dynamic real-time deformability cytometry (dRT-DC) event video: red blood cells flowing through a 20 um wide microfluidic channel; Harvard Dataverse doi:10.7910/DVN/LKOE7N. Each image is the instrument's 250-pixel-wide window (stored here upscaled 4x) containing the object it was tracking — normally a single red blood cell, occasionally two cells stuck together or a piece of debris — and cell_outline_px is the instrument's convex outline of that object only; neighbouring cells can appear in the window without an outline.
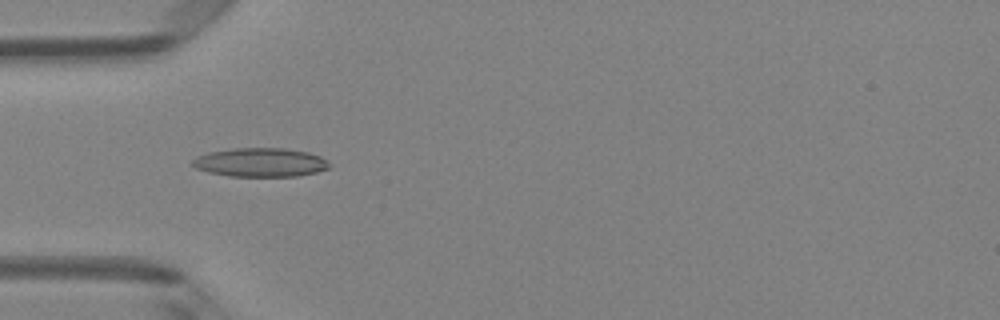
{"species": "Egyptian fruit bat (a non-hibernating species)", "species_latin": "Rousettus aegyptiacus", "temperature_condition": "room temperature", "stored_images_in_passage": 7, "camera_frame_rate_fps": 3000, "um_per_image_px": 0.085, "animal": {"sex": "female"}, "frame": {"image": 1, "passage_image": 5, "time_ms": 1.333, "image_size_px": [1000, 320], "cell_outline_px": [[328, 168], [316, 172], [296, 176], [228, 176], [208, 172], [196, 168], [192, 164], [192, 160], [196, 156], [208, 152], [232, 148], [284, 148], [308, 152], [320, 156], [328, 160]], "centroid_in_image_um": [22.1, 13.79], "position_along_channel_um": 62.9, "area_um2": 23.0}}
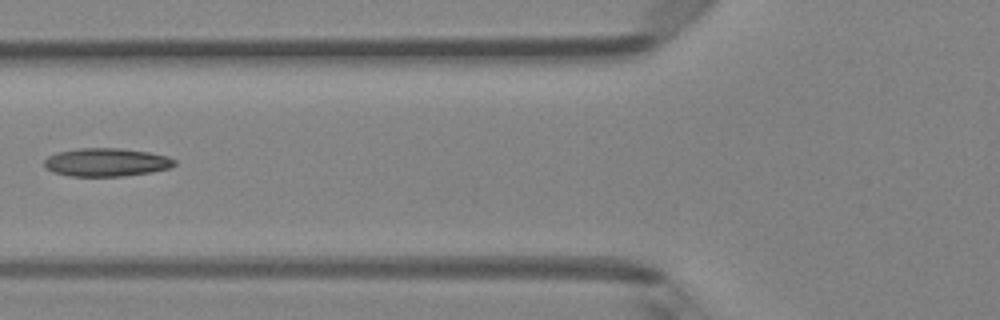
{"frame": {"image": 2, "passage_image": 6, "time_ms": 1.667, "image_size_px": [1000, 320], "cell_outline_px": [[176, 164], [168, 168], [152, 172], [124, 176], [72, 176], [52, 172], [44, 168], [44, 160], [48, 156], [56, 152], [80, 148], [120, 148], [148, 152], [168, 156], [176, 160]], "centroid_in_image_um": [9.02, 13.79], "position_along_channel_um": 116.8, "area_um2": 21.56}}
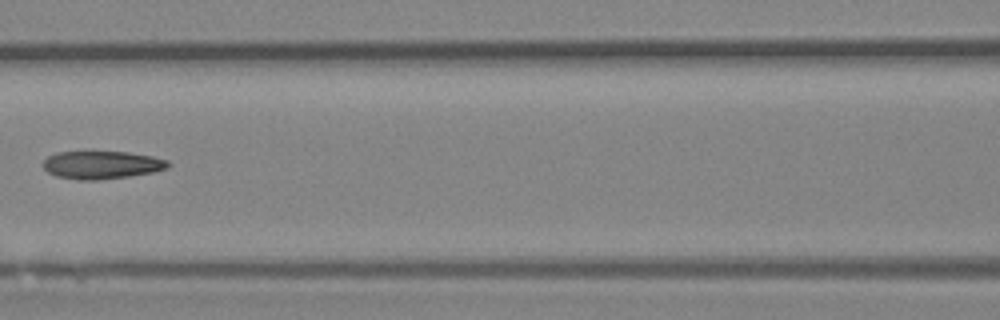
{"frame": {"image": 3, "passage_image": 7, "time_ms": 2.0, "image_size_px": [1000, 320], "cell_outline_px": [[168, 168], [152, 172], [128, 176], [100, 180], [80, 180], [56, 176], [48, 172], [44, 168], [44, 160], [48, 156], [56, 152], [128, 152], [152, 156], [168, 160]], "centroid_in_image_um": [8.64, 14.02], "position_along_channel_um": 158.0, "area_um2": 20.17}}